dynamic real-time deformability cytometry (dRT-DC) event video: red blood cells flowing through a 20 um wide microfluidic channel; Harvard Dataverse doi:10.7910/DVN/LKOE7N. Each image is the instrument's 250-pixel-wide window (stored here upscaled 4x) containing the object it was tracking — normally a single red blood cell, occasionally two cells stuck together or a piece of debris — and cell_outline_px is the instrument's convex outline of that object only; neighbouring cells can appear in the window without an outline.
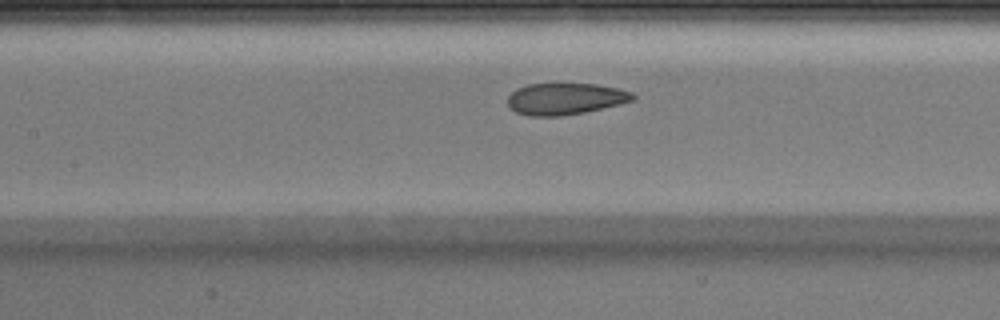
{"species": "Egyptian fruit bat (a non-hibernating species)", "species_latin": "Rousettus aegyptiacus", "temperature_condition": "warm", "stored_images_in_passage": 31, "camera_frame_rate_fps": 3000, "um_per_image_px": 0.085, "animal": {"sex": "male"}, "frame": {"image": 1, "passage_image": 7, "time_ms": 2.0, "image_size_px": [1000, 320], "cell_outline_px": [[636, 100], [620, 104], [584, 112], [560, 116], [532, 116], [516, 112], [508, 108], [508, 96], [516, 88], [528, 84], [596, 84], [616, 88], [632, 92], [636, 96]], "centroid_in_image_um": [48.04, 8.4], "position_along_channel_um": 159.4, "area_um2": 23.06}}
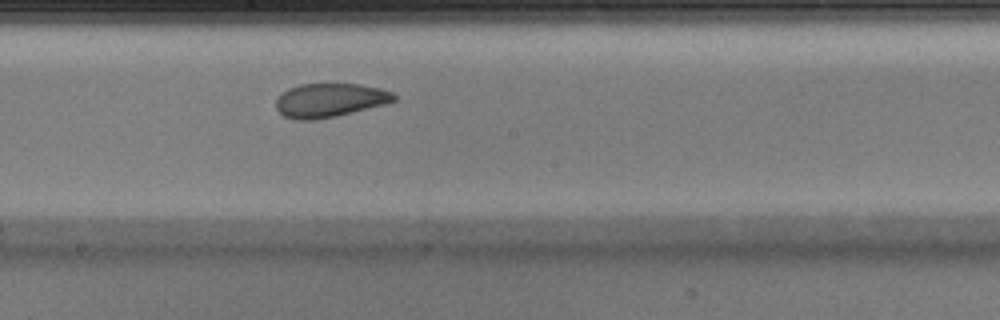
{"frame": {"image": 2, "passage_image": 11, "time_ms": 3.333, "image_size_px": [1000, 320], "cell_outline_px": [[396, 100], [384, 104], [336, 116], [316, 120], [296, 120], [284, 116], [276, 108], [276, 100], [280, 92], [288, 88], [300, 84], [360, 84], [380, 88], [392, 92], [396, 96]], "centroid_in_image_um": [27.99, 8.51], "position_along_channel_um": 220.2, "area_um2": 23.29}}
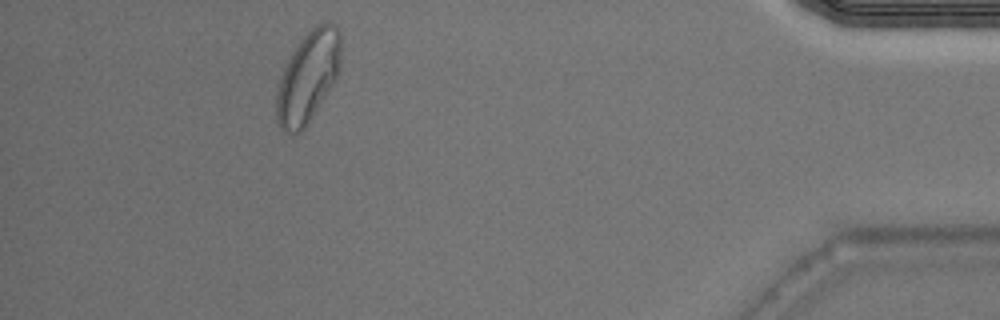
{"frame": {"image": 3, "passage_image": 27, "time_ms": 8.667, "image_size_px": [1000, 320], "cell_outline_px": [[340, 68], [332, 84], [308, 124], [296, 136], [288, 136], [280, 128], [276, 120], [276, 96], [280, 80], [284, 68], [296, 44], [316, 24], [324, 20], [328, 20], [336, 24], [340, 32]], "centroid_in_image_um": [26.17, 6.55], "position_along_channel_um": 409.0, "area_um2": 34.39}}